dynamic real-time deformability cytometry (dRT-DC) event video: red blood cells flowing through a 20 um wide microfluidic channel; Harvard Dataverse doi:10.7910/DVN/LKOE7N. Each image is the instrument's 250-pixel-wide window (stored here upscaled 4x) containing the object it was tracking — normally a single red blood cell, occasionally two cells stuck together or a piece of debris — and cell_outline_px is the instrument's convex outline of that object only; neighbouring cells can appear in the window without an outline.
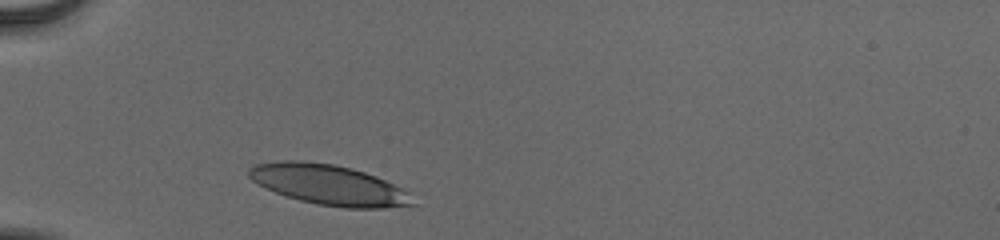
{"species": "human", "species_latin": "Homo sapiens", "temperature_condition": "cold", "stored_images_in_passage": 29, "camera_frame_rate_fps": 3000, "um_per_image_px": 0.085, "donor": {"sex": "male"}, "frame": {"image": 1, "passage_image": 1, "time_ms": 0.0, "image_size_px": [1000, 240], "cell_outline_px": [[416, 204], [384, 208], [344, 208], [316, 204], [300, 200], [264, 188], [252, 180], [248, 176], [248, 172], [256, 164], [280, 160], [300, 160], [332, 164], [352, 168], [376, 176], [400, 188]], "centroid_in_image_um": [27.89, 15.7], "position_along_channel_um": 57.1, "area_um2": 37.92}}
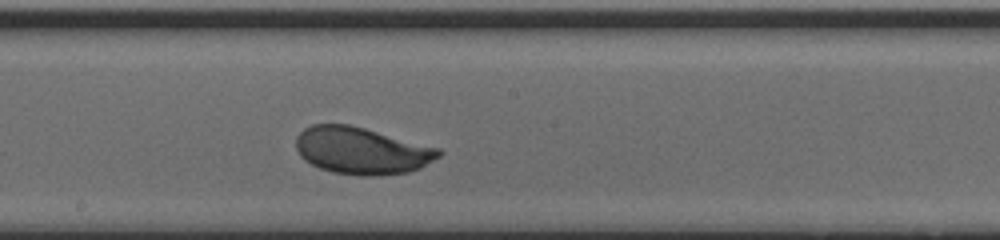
{"frame": {"image": 2, "passage_image": 15, "time_ms": 4.667, "image_size_px": [1000, 240], "cell_outline_px": [[444, 152], [440, 156], [420, 168], [408, 172], [380, 176], [360, 176], [332, 172], [320, 168], [304, 160], [300, 156], [296, 148], [296, 136], [304, 128], [312, 124], [348, 124], [364, 128], [440, 148]], "centroid_in_image_um": [30.74, 12.81], "position_along_channel_um": 217.5, "area_um2": 39.25}}
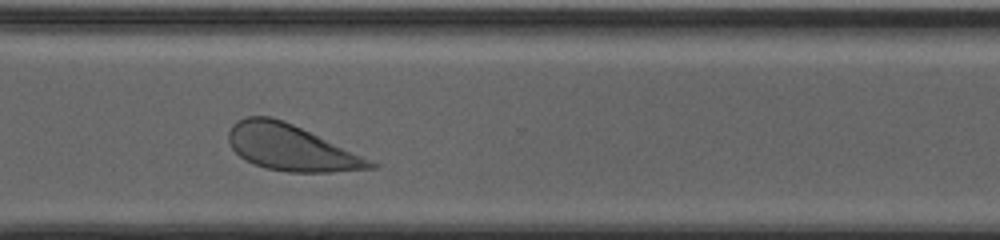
{"frame": {"image": 3, "passage_image": 25, "time_ms": 8.0, "image_size_px": [1000, 240], "cell_outline_px": [[380, 164], [376, 168], [332, 172], [288, 172], [268, 168], [244, 160], [232, 148], [228, 140], [228, 132], [232, 124], [236, 120], [248, 116], [272, 116], [284, 120]], "centroid_in_image_um": [24.71, 12.54], "position_along_channel_um": 345.9, "area_um2": 37.74}, "authors_computed_cell_mechanics": {"area_um2": 38.0324, "velocity_mm_per_s": 3.8342, "shape_relaxation_time_tau1_ms": 2.6153, "shape_relaxation_time_tau2_ms": null, "deformation_change_tau1": 0.1358, "deformation_change_tau2": null}}